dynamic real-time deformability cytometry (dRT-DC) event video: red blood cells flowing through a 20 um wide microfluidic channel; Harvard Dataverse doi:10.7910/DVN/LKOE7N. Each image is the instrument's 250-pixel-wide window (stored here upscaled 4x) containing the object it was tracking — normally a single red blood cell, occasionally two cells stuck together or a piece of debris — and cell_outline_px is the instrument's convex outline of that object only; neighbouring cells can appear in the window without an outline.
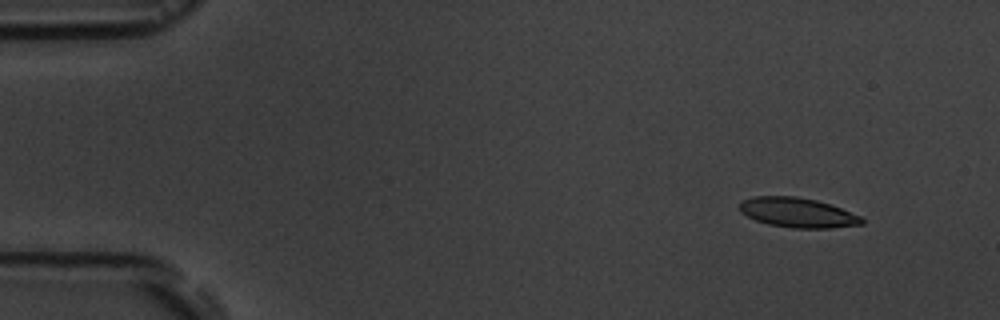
{"species": "common noctule bat (a hibernating species)", "species_latin": "Nyctalus noctula", "temperature_condition": "room temperature", "stored_images_in_passage": 4, "camera_frame_rate_fps": 3000, "um_per_image_px": 0.085, "animal": {"sex": "male", "body_mass_g": 19.5, "forearm_length_mm": 54.6}, "frame": {"image": 1, "passage_image": 1, "time_ms": 0.0, "image_size_px": [1000, 320], "cell_outline_px": [[864, 224], [828, 228], [792, 228], [768, 224], [756, 220], [740, 212], [740, 204], [744, 200], [752, 196], [796, 196], [816, 200], [840, 208], [860, 216], [864, 220]], "centroid_in_image_um": [67.79, 18.07], "position_along_channel_um": 17.2, "area_um2": 20.98}}
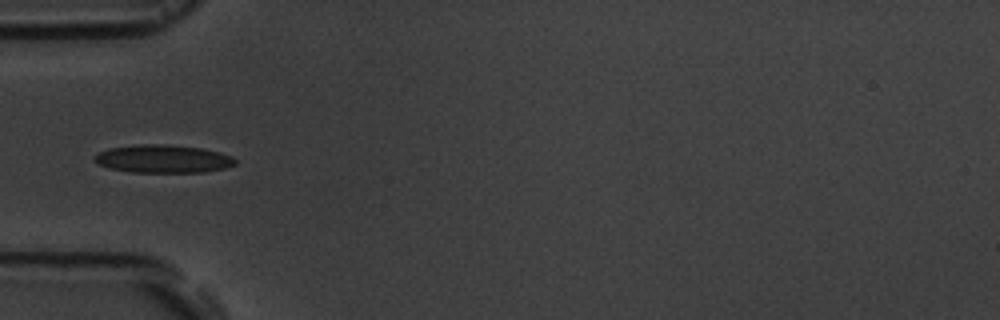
{"frame": {"image": 2, "passage_image": 4, "time_ms": 4.333, "image_size_px": [1000, 320], "cell_outline_px": [[236, 164], [224, 168], [204, 172], [132, 172], [108, 168], [96, 164], [92, 160], [92, 156], [108, 148], [140, 144], [164, 144], [200, 148], [220, 152], [232, 156], [236, 160]], "centroid_in_image_um": [13.81, 13.5], "position_along_channel_um": 71.2, "area_um2": 23.12}}